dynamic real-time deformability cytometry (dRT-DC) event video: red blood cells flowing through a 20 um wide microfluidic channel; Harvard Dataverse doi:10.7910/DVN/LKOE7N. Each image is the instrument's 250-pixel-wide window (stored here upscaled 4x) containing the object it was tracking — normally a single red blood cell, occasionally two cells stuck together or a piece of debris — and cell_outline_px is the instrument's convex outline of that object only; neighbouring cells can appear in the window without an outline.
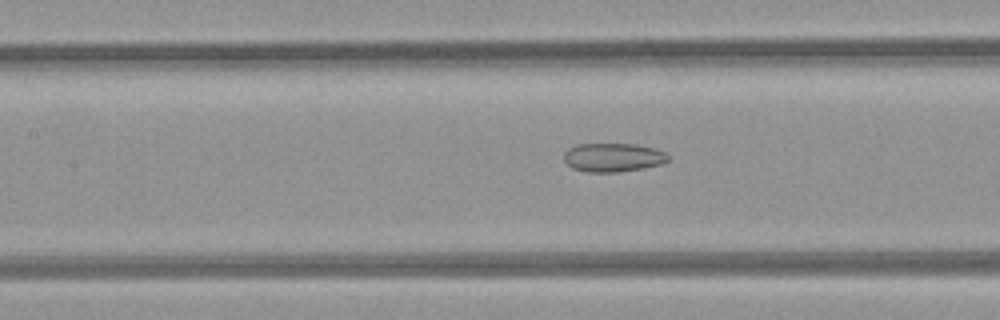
{"species": "common noctule bat (a hibernating species)", "species_latin": "Nyctalus noctula", "temperature_condition": "room temperature", "stored_images_in_passage": 39, "camera_frame_rate_fps": 3000, "um_per_image_px": 0.085, "animal": {"sex": "female", "body_mass_g": 21.9}, "frame": {"image": 1, "passage_image": 11, "time_ms": 3.333, "image_size_px": [1000, 320], "cell_outline_px": [[668, 160], [660, 164], [644, 168], [616, 172], [588, 172], [572, 168], [564, 160], [564, 152], [568, 148], [576, 144], [636, 144], [656, 148], [664, 152], [668, 156]], "centroid_in_image_um": [52.09, 13.37], "position_along_channel_um": 155.3, "area_um2": 17.46}}
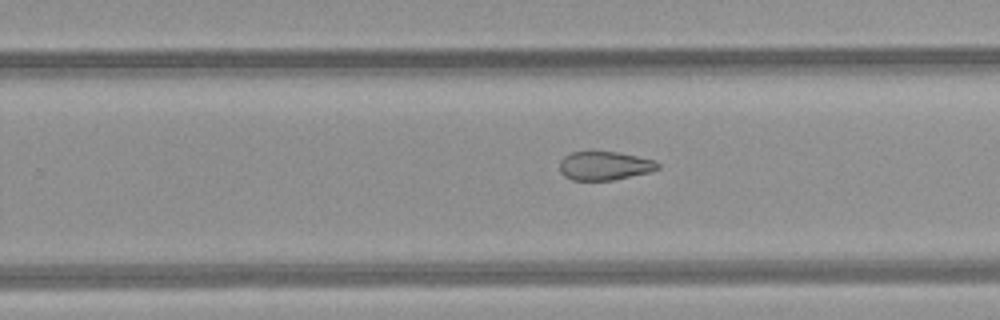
{"frame": {"image": 2, "passage_image": 20, "time_ms": 6.333, "image_size_px": [1000, 320], "cell_outline_px": [[660, 168], [652, 172], [612, 180], [572, 180], [564, 176], [560, 172], [560, 160], [564, 156], [572, 152], [616, 152], [656, 160], [660, 164]], "centroid_in_image_um": [51.41, 14.1], "position_along_channel_um": 278.4, "area_um2": 16.47}}
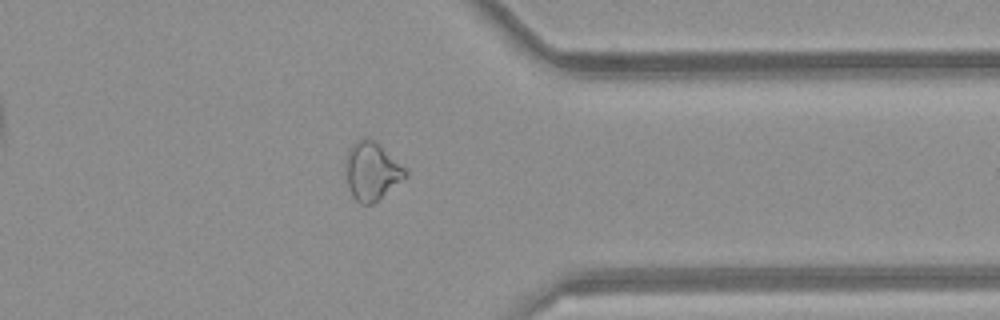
{"frame": {"image": 3, "passage_image": 28, "time_ms": 9.0, "image_size_px": [1000, 320], "cell_outline_px": [[408, 176], [372, 204], [360, 204], [352, 196], [344, 172], [344, 164], [348, 148], [352, 144], [360, 140], [376, 140], [408, 172]], "centroid_in_image_um": [31.57, 14.56], "position_along_channel_um": 379.8, "area_um2": 20.11}, "authors_computed_cell_mechanics": {"area_um2": 19.1318, "velocity_mm_per_s": 4.115, "shape_relaxation_time_tau1_ms": null, "shape_relaxation_time_tau2_ms": 4.5235, "deformation_change_tau1": null, "deformation_change_tau2": 0.1297}}